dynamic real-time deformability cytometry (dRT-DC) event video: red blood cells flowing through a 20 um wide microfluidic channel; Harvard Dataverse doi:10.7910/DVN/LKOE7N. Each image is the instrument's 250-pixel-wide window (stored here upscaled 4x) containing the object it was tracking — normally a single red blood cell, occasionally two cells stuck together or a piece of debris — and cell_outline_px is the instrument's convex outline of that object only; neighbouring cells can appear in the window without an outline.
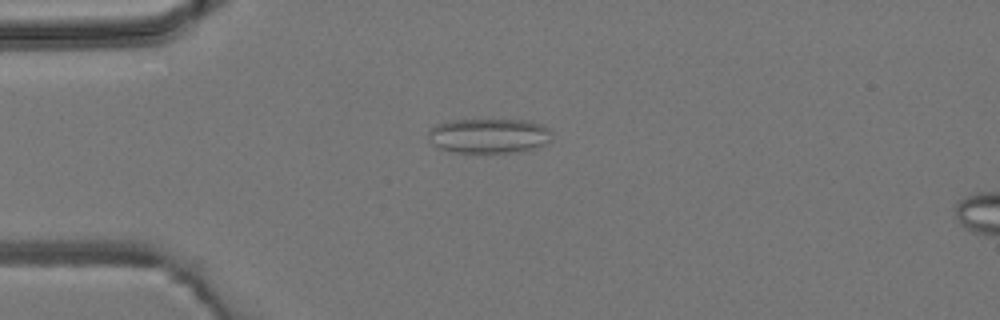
{"species": "common noctule bat (a hibernating species)", "species_latin": "Nyctalus noctula", "temperature_condition": "room temperature", "stored_images_in_passage": 5, "camera_frame_rate_fps": 3000, "um_per_image_px": 0.085, "animal": {"sex": "male", "body_mass_g": 19.2, "forearm_length_mm": 51.8}, "frame": {"image": 1, "passage_image": 4, "time_ms": 3.333, "image_size_px": [1000, 320], "cell_outline_px": [[552, 140], [548, 144], [516, 152], [452, 152], [436, 148], [428, 140], [428, 128], [436, 124], [448, 120], [528, 120], [540, 124], [548, 128], [552, 132]], "centroid_in_image_um": [41.52, 11.54], "position_along_channel_um": 43.5, "area_um2": 25.43}}